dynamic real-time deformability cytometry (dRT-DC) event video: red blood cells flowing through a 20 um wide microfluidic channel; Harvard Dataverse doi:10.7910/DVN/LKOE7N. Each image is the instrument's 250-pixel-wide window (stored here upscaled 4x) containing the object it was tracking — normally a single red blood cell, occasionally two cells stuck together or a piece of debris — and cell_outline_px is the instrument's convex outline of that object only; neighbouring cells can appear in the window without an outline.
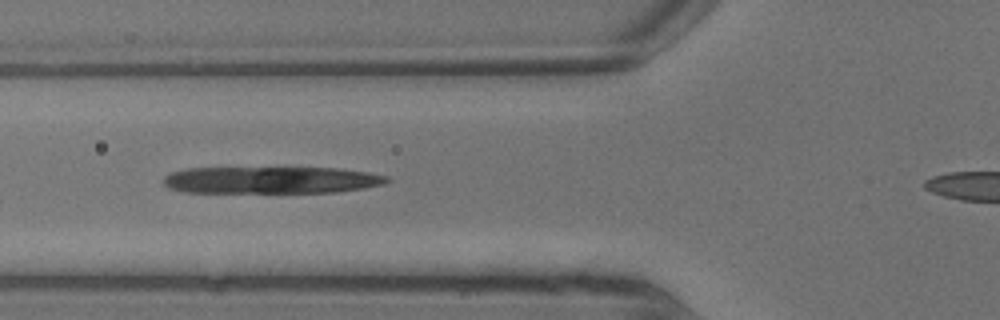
{"species": "common noctule bat (a hibernating species)", "species_latin": "Nyctalus noctula", "temperature_condition": "warm", "stored_images_in_passage": 4, "camera_frame_rate_fps": 3000, "um_per_image_px": 0.085, "animal": {"sex": "male", "body_mass_g": 13.3}, "frame": {"image": 1, "passage_image": 3, "time_ms": 0.667, "image_size_px": [1000, 320], "cell_outline_px": [[392, 180], [384, 184], [364, 188], [336, 192], [184, 192], [168, 188], [164, 184], [164, 176], [172, 172], [188, 168], [340, 168], [368, 172], [388, 176]], "centroid_in_image_um": [23.08, 15.3], "position_along_channel_um": 102.7, "area_um2": 35.14}}
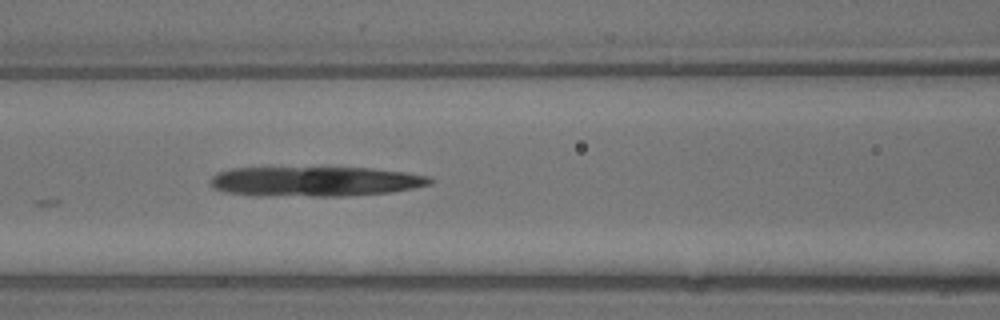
{"frame": {"image": 2, "passage_image": 4, "time_ms": 1.0, "image_size_px": [1000, 320], "cell_outline_px": [[436, 180], [432, 184], [392, 192], [344, 196], [256, 196], [224, 192], [212, 188], [208, 180], [216, 172], [228, 168], [372, 168], [404, 172], [428, 176]], "centroid_in_image_um": [26.73, 15.43], "position_along_channel_um": 139.9, "area_um2": 38.67}}